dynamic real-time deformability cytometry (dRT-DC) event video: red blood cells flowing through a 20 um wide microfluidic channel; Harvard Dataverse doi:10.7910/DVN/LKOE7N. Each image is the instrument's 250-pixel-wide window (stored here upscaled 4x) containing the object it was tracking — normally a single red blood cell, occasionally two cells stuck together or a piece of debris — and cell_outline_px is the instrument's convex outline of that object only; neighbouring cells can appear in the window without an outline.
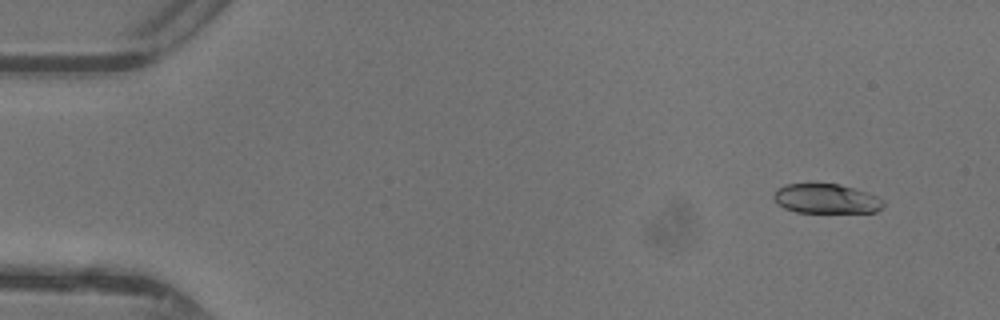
{"species": "common noctule bat (a hibernating species)", "species_latin": "Nyctalus noctula", "temperature_condition": "warm", "stored_images_in_passage": 46, "camera_frame_rate_fps": 3000, "um_per_image_px": 0.085, "animal": {"sex": "female"}, "frame": {"image": 1, "passage_image": 3, "time_ms": 0.667, "image_size_px": [1000, 320], "cell_outline_px": [[884, 204], [876, 212], [796, 212], [784, 208], [776, 204], [772, 196], [776, 188], [784, 184], [840, 184], [876, 196], [884, 200]], "centroid_in_image_um": [70.15, 16.89], "position_along_channel_um": 14.8, "area_um2": 18.84}}
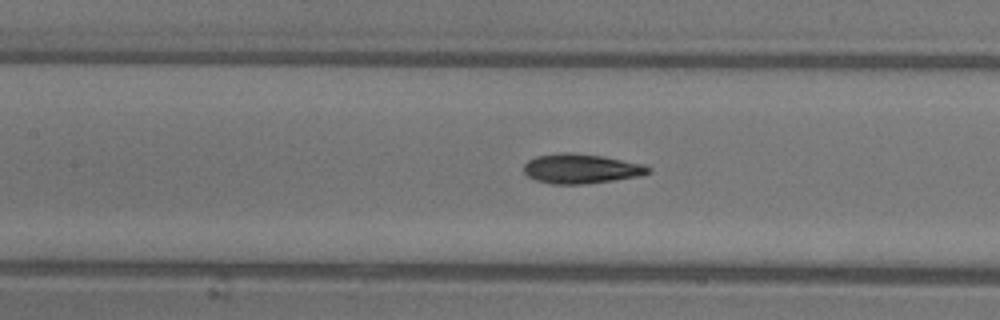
{"frame": {"image": 2, "passage_image": 21, "time_ms": 6.667, "image_size_px": [1000, 320], "cell_outline_px": [[652, 172], [640, 176], [612, 180], [580, 184], [552, 184], [536, 180], [528, 176], [524, 172], [524, 164], [528, 160], [536, 156], [560, 152], [572, 152], [604, 156], [644, 164], [652, 168]], "centroid_in_image_um": [49.41, 14.32], "position_along_channel_um": 158.0, "area_um2": 21.62}}
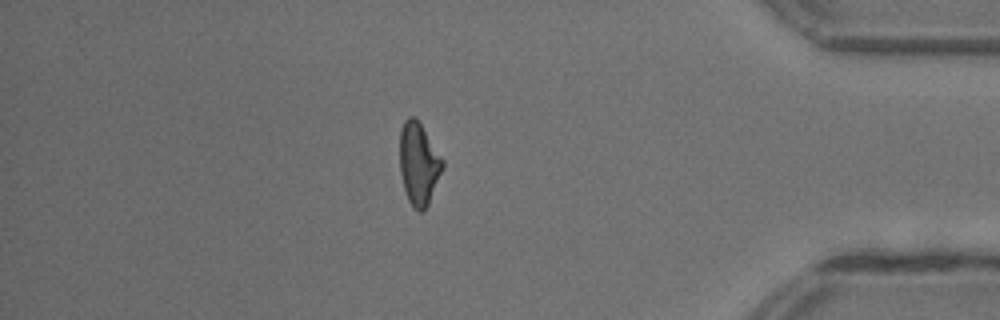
{"frame": {"image": 3, "passage_image": 40, "time_ms": 13.0, "image_size_px": [1000, 320], "cell_outline_px": [[444, 168], [428, 204], [424, 212], [416, 212], [412, 208], [408, 200], [404, 188], [400, 172], [400, 128], [404, 120], [408, 116], [412, 116], [420, 124], [444, 160]], "centroid_in_image_um": [35.59, 13.96], "position_along_channel_um": 399.6, "area_um2": 20.63}, "authors_computed_cell_mechanics": {"area_um2": 20.6057, "velocity_mm_per_s": 4.4001, "shape_relaxation_time_tau1_ms": null, "shape_relaxation_time_tau2_ms": 2.1116, "deformation_change_tau1": null, "deformation_change_tau2": 0.0864}}